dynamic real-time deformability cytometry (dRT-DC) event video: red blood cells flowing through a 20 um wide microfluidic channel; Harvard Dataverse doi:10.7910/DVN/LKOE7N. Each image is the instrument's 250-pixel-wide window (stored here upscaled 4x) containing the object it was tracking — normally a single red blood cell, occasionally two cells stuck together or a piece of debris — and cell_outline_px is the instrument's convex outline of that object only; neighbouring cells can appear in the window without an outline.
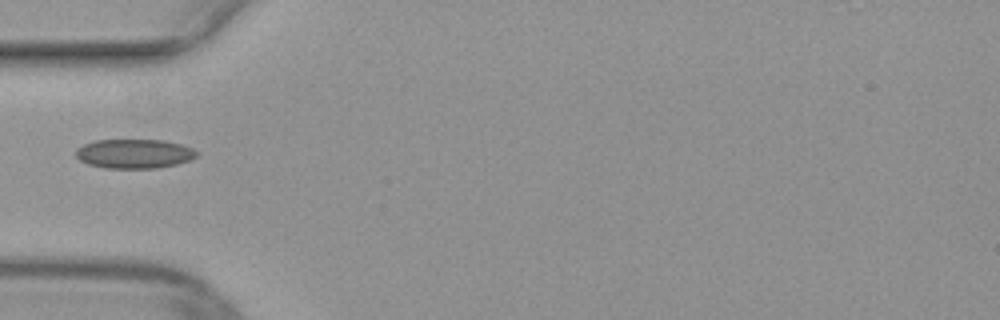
{"species": "common noctule bat (a hibernating species)", "species_latin": "Nyctalus noctula", "temperature_condition": "warm", "stored_images_in_passage": 35, "camera_frame_rate_fps": 3000, "um_per_image_px": 0.085, "animal": {"sex": "female", "body_mass_g": 29.2, "forearm_length_mm": 56.3}, "frame": {"image": 1, "passage_image": 1, "time_ms": 0.0, "image_size_px": [1000, 320], "cell_outline_px": [[200, 152], [196, 156], [188, 160], [176, 164], [156, 168], [104, 168], [88, 164], [80, 160], [76, 156], [76, 148], [84, 144], [96, 140], [164, 140], [180, 144], [192, 148]], "centroid_in_image_um": [11.4, 13.06], "position_along_channel_um": 73.6, "area_um2": 20.58}}
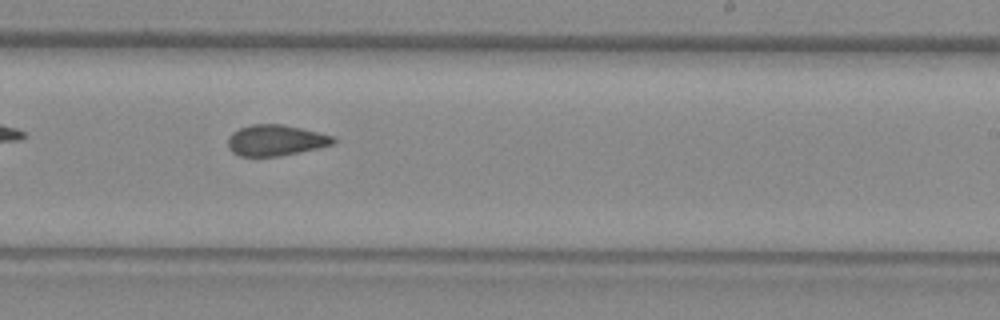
{"frame": {"image": 2, "passage_image": 15, "time_ms": 4.667, "image_size_px": [1000, 320], "cell_outline_px": [[336, 140], [332, 144], [316, 148], [276, 156], [240, 156], [232, 152], [228, 148], [228, 136], [232, 132], [240, 128], [252, 124], [284, 124], [332, 136]], "centroid_in_image_um": [23.36, 11.91], "position_along_channel_um": 265.6, "area_um2": 18.67}}
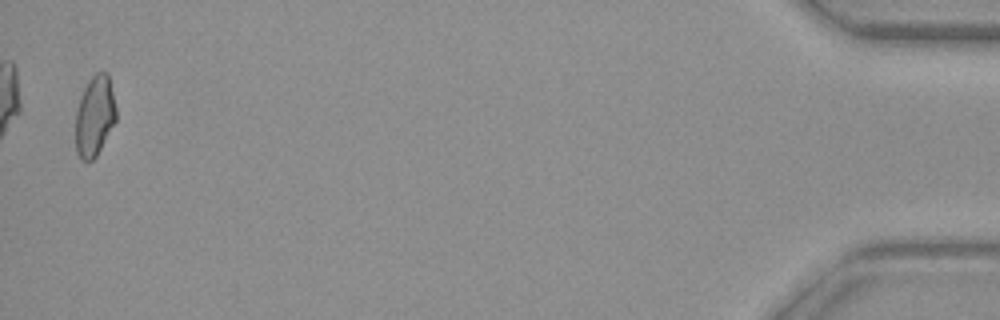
{"frame": {"image": 3, "passage_image": 34, "time_ms": 11.0, "image_size_px": [1000, 320], "cell_outline_px": [[116, 120], [96, 156], [92, 160], [84, 160], [76, 152], [76, 112], [80, 96], [88, 80], [96, 72], [108, 72], [116, 108]], "centroid_in_image_um": [8.05, 9.82], "position_along_channel_um": 427.2, "area_um2": 18.84}}